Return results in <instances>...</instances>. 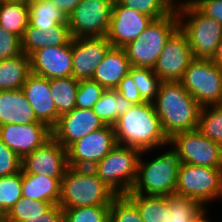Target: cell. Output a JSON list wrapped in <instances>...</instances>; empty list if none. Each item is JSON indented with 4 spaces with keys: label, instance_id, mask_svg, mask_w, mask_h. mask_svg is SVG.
<instances>
[{
    "label": "cell",
    "instance_id": "47",
    "mask_svg": "<svg viewBox=\"0 0 222 222\" xmlns=\"http://www.w3.org/2000/svg\"><path fill=\"white\" fill-rule=\"evenodd\" d=\"M212 61L217 64L219 67H222V39L218 44L216 54L212 58Z\"/></svg>",
    "mask_w": 222,
    "mask_h": 222
},
{
    "label": "cell",
    "instance_id": "48",
    "mask_svg": "<svg viewBox=\"0 0 222 222\" xmlns=\"http://www.w3.org/2000/svg\"><path fill=\"white\" fill-rule=\"evenodd\" d=\"M206 211L202 212L193 222H210L208 217H206Z\"/></svg>",
    "mask_w": 222,
    "mask_h": 222
},
{
    "label": "cell",
    "instance_id": "19",
    "mask_svg": "<svg viewBox=\"0 0 222 222\" xmlns=\"http://www.w3.org/2000/svg\"><path fill=\"white\" fill-rule=\"evenodd\" d=\"M31 73L47 79L72 76V40L67 45L45 47L30 56Z\"/></svg>",
    "mask_w": 222,
    "mask_h": 222
},
{
    "label": "cell",
    "instance_id": "12",
    "mask_svg": "<svg viewBox=\"0 0 222 222\" xmlns=\"http://www.w3.org/2000/svg\"><path fill=\"white\" fill-rule=\"evenodd\" d=\"M116 145L114 128L105 125L67 148L68 164L74 168L93 169Z\"/></svg>",
    "mask_w": 222,
    "mask_h": 222
},
{
    "label": "cell",
    "instance_id": "38",
    "mask_svg": "<svg viewBox=\"0 0 222 222\" xmlns=\"http://www.w3.org/2000/svg\"><path fill=\"white\" fill-rule=\"evenodd\" d=\"M105 90L97 81L92 79L80 80L76 94L75 108L92 109Z\"/></svg>",
    "mask_w": 222,
    "mask_h": 222
},
{
    "label": "cell",
    "instance_id": "37",
    "mask_svg": "<svg viewBox=\"0 0 222 222\" xmlns=\"http://www.w3.org/2000/svg\"><path fill=\"white\" fill-rule=\"evenodd\" d=\"M109 222H144L137 206L126 196L117 195L111 202Z\"/></svg>",
    "mask_w": 222,
    "mask_h": 222
},
{
    "label": "cell",
    "instance_id": "20",
    "mask_svg": "<svg viewBox=\"0 0 222 222\" xmlns=\"http://www.w3.org/2000/svg\"><path fill=\"white\" fill-rule=\"evenodd\" d=\"M22 91L33 108L37 120L52 129L60 115L50 91V79L30 73L22 86Z\"/></svg>",
    "mask_w": 222,
    "mask_h": 222
},
{
    "label": "cell",
    "instance_id": "43",
    "mask_svg": "<svg viewBox=\"0 0 222 222\" xmlns=\"http://www.w3.org/2000/svg\"><path fill=\"white\" fill-rule=\"evenodd\" d=\"M120 95L132 104L144 103L145 101L141 98L138 88L132 79V75L128 73L119 83L115 89Z\"/></svg>",
    "mask_w": 222,
    "mask_h": 222
},
{
    "label": "cell",
    "instance_id": "42",
    "mask_svg": "<svg viewBox=\"0 0 222 222\" xmlns=\"http://www.w3.org/2000/svg\"><path fill=\"white\" fill-rule=\"evenodd\" d=\"M72 40L68 22L60 23L46 34V47L67 45Z\"/></svg>",
    "mask_w": 222,
    "mask_h": 222
},
{
    "label": "cell",
    "instance_id": "32",
    "mask_svg": "<svg viewBox=\"0 0 222 222\" xmlns=\"http://www.w3.org/2000/svg\"><path fill=\"white\" fill-rule=\"evenodd\" d=\"M53 204L22 197L4 216V222H25L29 217L40 216L49 210Z\"/></svg>",
    "mask_w": 222,
    "mask_h": 222
},
{
    "label": "cell",
    "instance_id": "46",
    "mask_svg": "<svg viewBox=\"0 0 222 222\" xmlns=\"http://www.w3.org/2000/svg\"><path fill=\"white\" fill-rule=\"evenodd\" d=\"M56 7L68 17L82 0H52Z\"/></svg>",
    "mask_w": 222,
    "mask_h": 222
},
{
    "label": "cell",
    "instance_id": "1",
    "mask_svg": "<svg viewBox=\"0 0 222 222\" xmlns=\"http://www.w3.org/2000/svg\"><path fill=\"white\" fill-rule=\"evenodd\" d=\"M152 103L168 139L198 129L202 107L180 81H161Z\"/></svg>",
    "mask_w": 222,
    "mask_h": 222
},
{
    "label": "cell",
    "instance_id": "49",
    "mask_svg": "<svg viewBox=\"0 0 222 222\" xmlns=\"http://www.w3.org/2000/svg\"><path fill=\"white\" fill-rule=\"evenodd\" d=\"M0 222H4V215L0 212Z\"/></svg>",
    "mask_w": 222,
    "mask_h": 222
},
{
    "label": "cell",
    "instance_id": "10",
    "mask_svg": "<svg viewBox=\"0 0 222 222\" xmlns=\"http://www.w3.org/2000/svg\"><path fill=\"white\" fill-rule=\"evenodd\" d=\"M114 0H82L67 17L72 38L106 36Z\"/></svg>",
    "mask_w": 222,
    "mask_h": 222
},
{
    "label": "cell",
    "instance_id": "5",
    "mask_svg": "<svg viewBox=\"0 0 222 222\" xmlns=\"http://www.w3.org/2000/svg\"><path fill=\"white\" fill-rule=\"evenodd\" d=\"M176 10L179 28L188 38L193 58L212 59L222 39V25L204 15L188 0L180 1L179 5L177 3Z\"/></svg>",
    "mask_w": 222,
    "mask_h": 222
},
{
    "label": "cell",
    "instance_id": "50",
    "mask_svg": "<svg viewBox=\"0 0 222 222\" xmlns=\"http://www.w3.org/2000/svg\"><path fill=\"white\" fill-rule=\"evenodd\" d=\"M27 3H31L32 1H36V0H25Z\"/></svg>",
    "mask_w": 222,
    "mask_h": 222
},
{
    "label": "cell",
    "instance_id": "39",
    "mask_svg": "<svg viewBox=\"0 0 222 222\" xmlns=\"http://www.w3.org/2000/svg\"><path fill=\"white\" fill-rule=\"evenodd\" d=\"M22 171V159L0 140V177Z\"/></svg>",
    "mask_w": 222,
    "mask_h": 222
},
{
    "label": "cell",
    "instance_id": "41",
    "mask_svg": "<svg viewBox=\"0 0 222 222\" xmlns=\"http://www.w3.org/2000/svg\"><path fill=\"white\" fill-rule=\"evenodd\" d=\"M48 32L40 31L36 27L28 25L22 37L23 53L30 56L34 51L46 47V34Z\"/></svg>",
    "mask_w": 222,
    "mask_h": 222
},
{
    "label": "cell",
    "instance_id": "15",
    "mask_svg": "<svg viewBox=\"0 0 222 222\" xmlns=\"http://www.w3.org/2000/svg\"><path fill=\"white\" fill-rule=\"evenodd\" d=\"M152 20V17L122 6L114 0L106 38L112 47L123 48L135 40Z\"/></svg>",
    "mask_w": 222,
    "mask_h": 222
},
{
    "label": "cell",
    "instance_id": "6",
    "mask_svg": "<svg viewBox=\"0 0 222 222\" xmlns=\"http://www.w3.org/2000/svg\"><path fill=\"white\" fill-rule=\"evenodd\" d=\"M178 28L176 8L163 18L153 19L135 40L123 47L131 66L153 68L165 43Z\"/></svg>",
    "mask_w": 222,
    "mask_h": 222
},
{
    "label": "cell",
    "instance_id": "13",
    "mask_svg": "<svg viewBox=\"0 0 222 222\" xmlns=\"http://www.w3.org/2000/svg\"><path fill=\"white\" fill-rule=\"evenodd\" d=\"M193 59L188 38L178 28L165 43L153 71L161 81H180Z\"/></svg>",
    "mask_w": 222,
    "mask_h": 222
},
{
    "label": "cell",
    "instance_id": "35",
    "mask_svg": "<svg viewBox=\"0 0 222 222\" xmlns=\"http://www.w3.org/2000/svg\"><path fill=\"white\" fill-rule=\"evenodd\" d=\"M120 5L132 8L135 11L146 14L153 19L163 18L169 15L177 2L172 0H116Z\"/></svg>",
    "mask_w": 222,
    "mask_h": 222
},
{
    "label": "cell",
    "instance_id": "27",
    "mask_svg": "<svg viewBox=\"0 0 222 222\" xmlns=\"http://www.w3.org/2000/svg\"><path fill=\"white\" fill-rule=\"evenodd\" d=\"M137 206L144 222L169 221V196L126 194Z\"/></svg>",
    "mask_w": 222,
    "mask_h": 222
},
{
    "label": "cell",
    "instance_id": "23",
    "mask_svg": "<svg viewBox=\"0 0 222 222\" xmlns=\"http://www.w3.org/2000/svg\"><path fill=\"white\" fill-rule=\"evenodd\" d=\"M62 178L22 172V197L59 204Z\"/></svg>",
    "mask_w": 222,
    "mask_h": 222
},
{
    "label": "cell",
    "instance_id": "29",
    "mask_svg": "<svg viewBox=\"0 0 222 222\" xmlns=\"http://www.w3.org/2000/svg\"><path fill=\"white\" fill-rule=\"evenodd\" d=\"M78 85L79 81L72 76L50 79V91L60 116L75 108Z\"/></svg>",
    "mask_w": 222,
    "mask_h": 222
},
{
    "label": "cell",
    "instance_id": "34",
    "mask_svg": "<svg viewBox=\"0 0 222 222\" xmlns=\"http://www.w3.org/2000/svg\"><path fill=\"white\" fill-rule=\"evenodd\" d=\"M129 73L141 98L145 102H153L158 93L160 78L154 73L153 68L131 67Z\"/></svg>",
    "mask_w": 222,
    "mask_h": 222
},
{
    "label": "cell",
    "instance_id": "2",
    "mask_svg": "<svg viewBox=\"0 0 222 222\" xmlns=\"http://www.w3.org/2000/svg\"><path fill=\"white\" fill-rule=\"evenodd\" d=\"M113 128L117 145L136 148L141 152L169 145L151 102L133 104L118 118Z\"/></svg>",
    "mask_w": 222,
    "mask_h": 222
},
{
    "label": "cell",
    "instance_id": "31",
    "mask_svg": "<svg viewBox=\"0 0 222 222\" xmlns=\"http://www.w3.org/2000/svg\"><path fill=\"white\" fill-rule=\"evenodd\" d=\"M198 130L210 140L222 146V107H202L199 114Z\"/></svg>",
    "mask_w": 222,
    "mask_h": 222
},
{
    "label": "cell",
    "instance_id": "40",
    "mask_svg": "<svg viewBox=\"0 0 222 222\" xmlns=\"http://www.w3.org/2000/svg\"><path fill=\"white\" fill-rule=\"evenodd\" d=\"M22 52V39L0 25V61L18 56Z\"/></svg>",
    "mask_w": 222,
    "mask_h": 222
},
{
    "label": "cell",
    "instance_id": "3",
    "mask_svg": "<svg viewBox=\"0 0 222 222\" xmlns=\"http://www.w3.org/2000/svg\"><path fill=\"white\" fill-rule=\"evenodd\" d=\"M117 195L93 169L69 166L61 180L60 207L110 206Z\"/></svg>",
    "mask_w": 222,
    "mask_h": 222
},
{
    "label": "cell",
    "instance_id": "17",
    "mask_svg": "<svg viewBox=\"0 0 222 222\" xmlns=\"http://www.w3.org/2000/svg\"><path fill=\"white\" fill-rule=\"evenodd\" d=\"M104 126L93 109L74 108L59 117L51 132L52 137L67 149L72 143Z\"/></svg>",
    "mask_w": 222,
    "mask_h": 222
},
{
    "label": "cell",
    "instance_id": "21",
    "mask_svg": "<svg viewBox=\"0 0 222 222\" xmlns=\"http://www.w3.org/2000/svg\"><path fill=\"white\" fill-rule=\"evenodd\" d=\"M131 67L125 49L111 47L97 66L92 80L97 81L105 89L115 90Z\"/></svg>",
    "mask_w": 222,
    "mask_h": 222
},
{
    "label": "cell",
    "instance_id": "18",
    "mask_svg": "<svg viewBox=\"0 0 222 222\" xmlns=\"http://www.w3.org/2000/svg\"><path fill=\"white\" fill-rule=\"evenodd\" d=\"M52 137L44 123L6 124L0 126V140L21 159Z\"/></svg>",
    "mask_w": 222,
    "mask_h": 222
},
{
    "label": "cell",
    "instance_id": "26",
    "mask_svg": "<svg viewBox=\"0 0 222 222\" xmlns=\"http://www.w3.org/2000/svg\"><path fill=\"white\" fill-rule=\"evenodd\" d=\"M132 105L116 90L106 89L92 109L105 125L113 127L118 118L124 115Z\"/></svg>",
    "mask_w": 222,
    "mask_h": 222
},
{
    "label": "cell",
    "instance_id": "25",
    "mask_svg": "<svg viewBox=\"0 0 222 222\" xmlns=\"http://www.w3.org/2000/svg\"><path fill=\"white\" fill-rule=\"evenodd\" d=\"M30 71V58L23 52L0 61V91L22 89Z\"/></svg>",
    "mask_w": 222,
    "mask_h": 222
},
{
    "label": "cell",
    "instance_id": "33",
    "mask_svg": "<svg viewBox=\"0 0 222 222\" xmlns=\"http://www.w3.org/2000/svg\"><path fill=\"white\" fill-rule=\"evenodd\" d=\"M22 198V171L0 177V212L5 216Z\"/></svg>",
    "mask_w": 222,
    "mask_h": 222
},
{
    "label": "cell",
    "instance_id": "45",
    "mask_svg": "<svg viewBox=\"0 0 222 222\" xmlns=\"http://www.w3.org/2000/svg\"><path fill=\"white\" fill-rule=\"evenodd\" d=\"M25 222H63V209L59 204H54L45 213L29 217Z\"/></svg>",
    "mask_w": 222,
    "mask_h": 222
},
{
    "label": "cell",
    "instance_id": "30",
    "mask_svg": "<svg viewBox=\"0 0 222 222\" xmlns=\"http://www.w3.org/2000/svg\"><path fill=\"white\" fill-rule=\"evenodd\" d=\"M205 210L195 199L176 193L169 195L168 222H193Z\"/></svg>",
    "mask_w": 222,
    "mask_h": 222
},
{
    "label": "cell",
    "instance_id": "24",
    "mask_svg": "<svg viewBox=\"0 0 222 222\" xmlns=\"http://www.w3.org/2000/svg\"><path fill=\"white\" fill-rule=\"evenodd\" d=\"M0 25L22 39L29 25V3L25 0H0Z\"/></svg>",
    "mask_w": 222,
    "mask_h": 222
},
{
    "label": "cell",
    "instance_id": "22",
    "mask_svg": "<svg viewBox=\"0 0 222 222\" xmlns=\"http://www.w3.org/2000/svg\"><path fill=\"white\" fill-rule=\"evenodd\" d=\"M42 123L22 89L0 91V126L6 124Z\"/></svg>",
    "mask_w": 222,
    "mask_h": 222
},
{
    "label": "cell",
    "instance_id": "4",
    "mask_svg": "<svg viewBox=\"0 0 222 222\" xmlns=\"http://www.w3.org/2000/svg\"><path fill=\"white\" fill-rule=\"evenodd\" d=\"M173 148V149H172ZM138 161L137 178L130 193L141 195L169 196L175 193L178 170L181 159L178 151L172 146L165 153L158 155L150 162L144 161L141 155Z\"/></svg>",
    "mask_w": 222,
    "mask_h": 222
},
{
    "label": "cell",
    "instance_id": "36",
    "mask_svg": "<svg viewBox=\"0 0 222 222\" xmlns=\"http://www.w3.org/2000/svg\"><path fill=\"white\" fill-rule=\"evenodd\" d=\"M110 206H85L63 210V222H109Z\"/></svg>",
    "mask_w": 222,
    "mask_h": 222
},
{
    "label": "cell",
    "instance_id": "28",
    "mask_svg": "<svg viewBox=\"0 0 222 222\" xmlns=\"http://www.w3.org/2000/svg\"><path fill=\"white\" fill-rule=\"evenodd\" d=\"M68 22L52 0H36L29 3V25L48 32L60 23Z\"/></svg>",
    "mask_w": 222,
    "mask_h": 222
},
{
    "label": "cell",
    "instance_id": "44",
    "mask_svg": "<svg viewBox=\"0 0 222 222\" xmlns=\"http://www.w3.org/2000/svg\"><path fill=\"white\" fill-rule=\"evenodd\" d=\"M191 1L204 15L222 25V0H188Z\"/></svg>",
    "mask_w": 222,
    "mask_h": 222
},
{
    "label": "cell",
    "instance_id": "14",
    "mask_svg": "<svg viewBox=\"0 0 222 222\" xmlns=\"http://www.w3.org/2000/svg\"><path fill=\"white\" fill-rule=\"evenodd\" d=\"M68 167L67 149L53 137L22 159L25 174L63 178Z\"/></svg>",
    "mask_w": 222,
    "mask_h": 222
},
{
    "label": "cell",
    "instance_id": "9",
    "mask_svg": "<svg viewBox=\"0 0 222 222\" xmlns=\"http://www.w3.org/2000/svg\"><path fill=\"white\" fill-rule=\"evenodd\" d=\"M176 194L205 204L222 197V168L202 167L181 163Z\"/></svg>",
    "mask_w": 222,
    "mask_h": 222
},
{
    "label": "cell",
    "instance_id": "7",
    "mask_svg": "<svg viewBox=\"0 0 222 222\" xmlns=\"http://www.w3.org/2000/svg\"><path fill=\"white\" fill-rule=\"evenodd\" d=\"M140 154L139 149L116 145L93 170L116 195H126L136 181Z\"/></svg>",
    "mask_w": 222,
    "mask_h": 222
},
{
    "label": "cell",
    "instance_id": "11",
    "mask_svg": "<svg viewBox=\"0 0 222 222\" xmlns=\"http://www.w3.org/2000/svg\"><path fill=\"white\" fill-rule=\"evenodd\" d=\"M169 144L178 151L181 163L222 168V146L198 129L173 135Z\"/></svg>",
    "mask_w": 222,
    "mask_h": 222
},
{
    "label": "cell",
    "instance_id": "8",
    "mask_svg": "<svg viewBox=\"0 0 222 222\" xmlns=\"http://www.w3.org/2000/svg\"><path fill=\"white\" fill-rule=\"evenodd\" d=\"M180 82L201 107L220 105L222 67L212 59H193Z\"/></svg>",
    "mask_w": 222,
    "mask_h": 222
},
{
    "label": "cell",
    "instance_id": "16",
    "mask_svg": "<svg viewBox=\"0 0 222 222\" xmlns=\"http://www.w3.org/2000/svg\"><path fill=\"white\" fill-rule=\"evenodd\" d=\"M111 47L106 36L72 38V77L78 81L92 79Z\"/></svg>",
    "mask_w": 222,
    "mask_h": 222
}]
</instances>
